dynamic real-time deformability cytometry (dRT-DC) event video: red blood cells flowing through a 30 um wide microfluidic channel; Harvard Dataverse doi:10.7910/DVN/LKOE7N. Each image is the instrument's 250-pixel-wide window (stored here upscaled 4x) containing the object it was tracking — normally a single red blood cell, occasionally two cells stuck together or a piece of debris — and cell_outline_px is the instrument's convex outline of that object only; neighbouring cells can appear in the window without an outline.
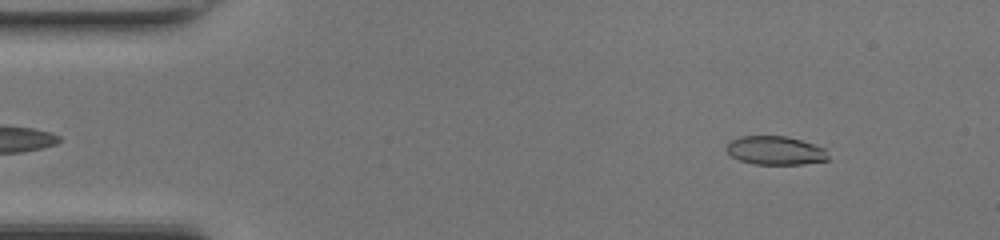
{"species": "common noctule bat (a hibernating species)", "species_latin": "Nyctalus noctula", "temperature_condition": "room temperature", "stored_images_in_passage": 47, "camera_frame_rate_fps": 3000, "um_per_image_px": 0.085, "animal": {"sex": "female", "body_mass_g": 17.0, "forearm_length_mm": 48.0}, "frame": {"image": 1, "passage_image": 5, "time_ms": 1.333, "image_size_px": [1000, 240], "cell_outline_px": [[828, 160], [804, 164], [752, 164], [740, 160], [732, 156], [724, 148], [732, 140], [740, 136], [784, 136], [800, 140], [824, 148], [828, 156]], "centroid_in_image_um": [65.88, 12.8], "position_along_channel_um": 19.1, "area_um2": 16.82}}
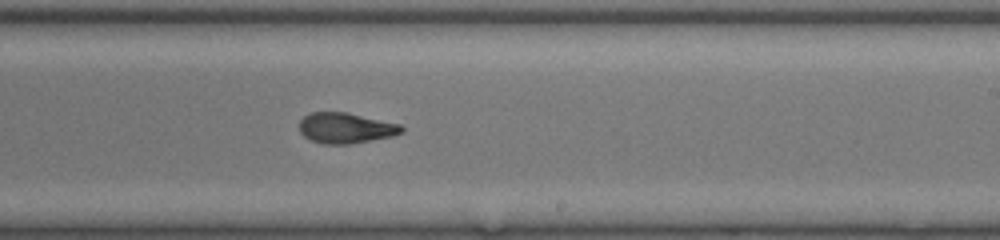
{"frame": {"image": 2, "passage_image": 28, "time_ms": 9.0, "image_size_px": [1000, 240], "cell_outline_px": [[404, 132], [392, 136], [348, 144], [324, 144], [312, 140], [304, 136], [300, 132], [300, 120], [304, 116], [312, 112], [344, 112], [400, 124], [404, 128]], "centroid_in_image_um": [29.38, 10.88], "position_along_channel_um": 259.6, "area_um2": 17.98}}
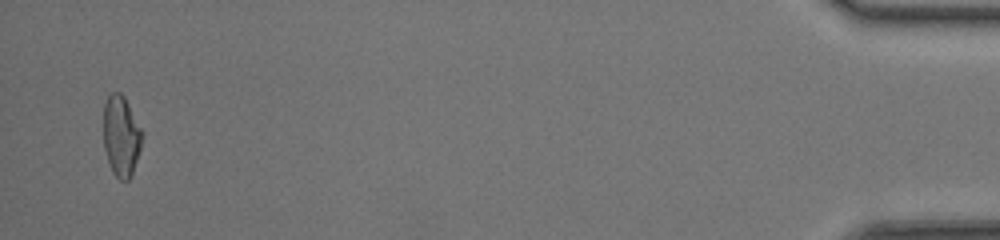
{"frame": {"image": 3, "passage_image": 46, "time_ms": 15.0, "image_size_px": [1000, 240], "cell_outline_px": [[140, 148], [132, 172], [128, 180], [120, 180], [112, 172], [104, 148], [104, 104], [108, 96], [112, 92], [120, 92], [124, 96], [140, 128]], "centroid_in_image_um": [10.26, 11.55], "position_along_channel_um": 424.9, "area_um2": 17.57}, "authors_computed_cell_mechanics": {"area_um2": 18.2648, "velocity_mm_per_s": 4.338, "shape_relaxation_time_tau1_ms": 6.3351, "shape_relaxation_time_tau2_ms": 1.6537, "deformation_change_tau1": 0.2433, "deformation_change_tau2": 0.0931}}